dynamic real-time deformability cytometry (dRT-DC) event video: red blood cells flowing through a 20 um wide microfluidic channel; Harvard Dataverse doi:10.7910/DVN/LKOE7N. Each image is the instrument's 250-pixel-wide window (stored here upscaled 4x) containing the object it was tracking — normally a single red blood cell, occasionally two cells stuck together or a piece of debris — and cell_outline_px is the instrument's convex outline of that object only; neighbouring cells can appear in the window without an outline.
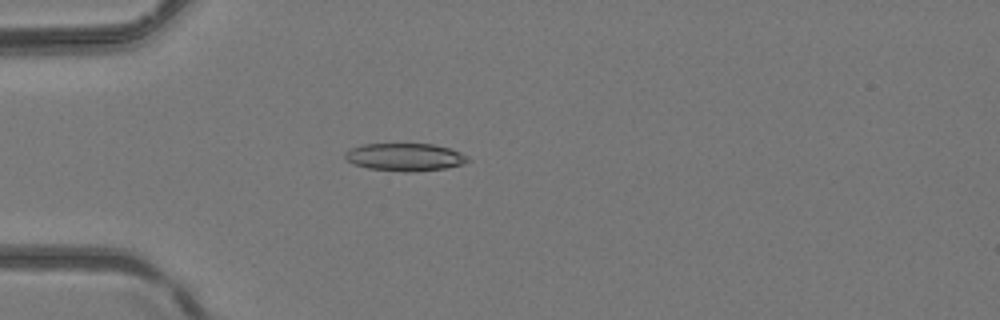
{"species": "common noctule bat (a hibernating species)", "species_latin": "Nyctalus noctula", "temperature_condition": "room temperature", "stored_images_in_passage": 3, "camera_frame_rate_fps": 3000, "um_per_image_px": 0.085, "animal": {"sex": "female", "body_mass_g": 24.6, "forearm_length_mm": 56.2}, "frame": {"image": 1, "passage_image": 3, "time_ms": 0.667, "image_size_px": [1000, 320], "cell_outline_px": [[472, 160], [464, 164], [444, 168], [412, 172], [404, 172], [368, 168], [352, 164], [344, 156], [344, 152], [352, 148], [364, 144], [432, 144], [448, 148], [460, 152], [468, 156]], "centroid_in_image_um": [34.44, 13.36], "position_along_channel_um": 50.6, "area_um2": 19.83}}